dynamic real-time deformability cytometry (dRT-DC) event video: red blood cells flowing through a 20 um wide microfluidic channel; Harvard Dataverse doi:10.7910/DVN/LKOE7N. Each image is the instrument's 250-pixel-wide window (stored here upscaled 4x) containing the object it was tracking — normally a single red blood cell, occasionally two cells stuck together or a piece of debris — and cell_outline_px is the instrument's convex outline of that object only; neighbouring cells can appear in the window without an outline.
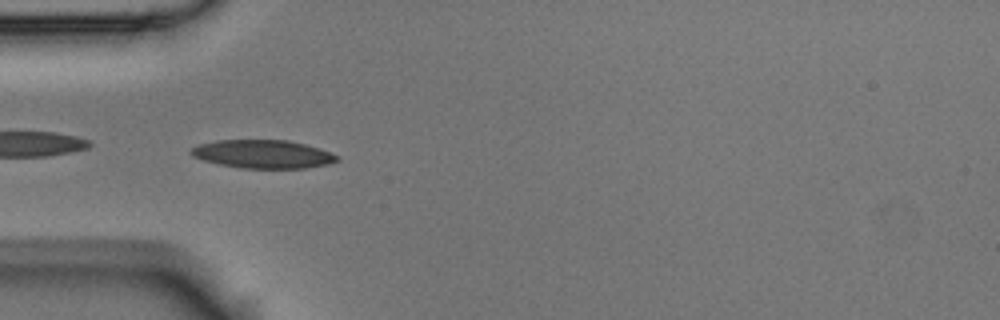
{"species": "Egyptian fruit bat (a non-hibernating species)", "species_latin": "Rousettus aegyptiacus", "temperature_condition": "room temperature", "stored_images_in_passage": 56, "camera_frame_rate_fps": 3000, "um_per_image_px": 0.085, "animal": {"sex": "male"}, "frame": {"image": 1, "passage_image": 17, "time_ms": 5.333, "image_size_px": [1000, 320], "cell_outline_px": [[340, 160], [328, 164], [304, 168], [244, 168], [220, 164], [204, 160], [192, 156], [188, 152], [192, 148], [200, 144], [216, 140], [288, 140], [320, 148], [340, 156]], "centroid_in_image_um": [22.37, 13.09], "position_along_channel_um": 62.6, "area_um2": 24.04}}
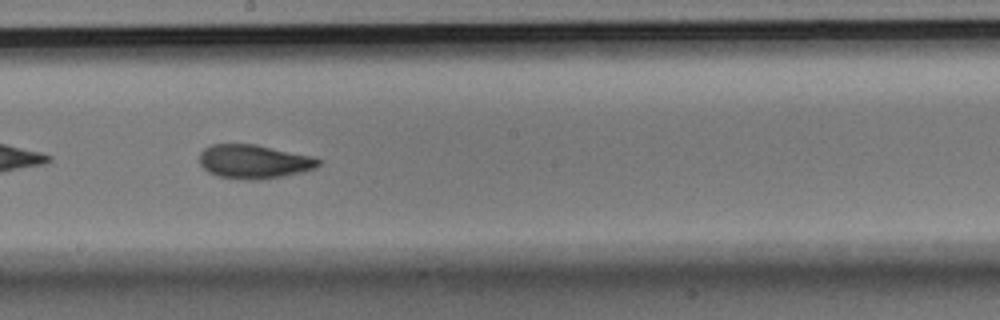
{"frame": {"image": 2, "passage_image": 31, "time_ms": 10.0, "image_size_px": [1000, 320], "cell_outline_px": [[320, 164], [316, 168], [284, 176], [260, 180], [244, 180], [220, 176], [208, 172], [200, 164], [200, 152], [204, 148], [212, 144], [256, 144], [316, 156], [320, 160]], "centroid_in_image_um": [21.62, 13.73], "position_along_channel_um": 226.6, "area_um2": 23.76}}
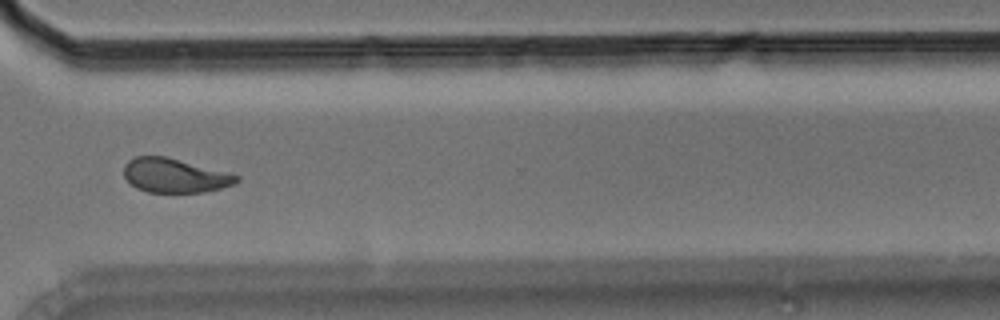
{"frame": {"image": 3, "passage_image": 42, "time_ms": 13.667, "image_size_px": [1000, 320], "cell_outline_px": [[240, 180], [236, 184], [204, 192], [148, 192], [136, 188], [124, 176], [124, 164], [128, 160], [136, 156], [164, 156], [240, 176]], "centroid_in_image_um": [14.83, 14.93], "position_along_channel_um": 355.8, "area_um2": 22.14}, "authors_computed_cell_mechanics": {"area_um2": 23.5246, "velocity_mm_per_s": 3.5254, "shape_relaxation_time_tau1_ms": 5.7978, "shape_relaxation_time_tau2_ms": 2.6618, "deformation_change_tau1": 0.1612, "deformation_change_tau2": 0.0829}}